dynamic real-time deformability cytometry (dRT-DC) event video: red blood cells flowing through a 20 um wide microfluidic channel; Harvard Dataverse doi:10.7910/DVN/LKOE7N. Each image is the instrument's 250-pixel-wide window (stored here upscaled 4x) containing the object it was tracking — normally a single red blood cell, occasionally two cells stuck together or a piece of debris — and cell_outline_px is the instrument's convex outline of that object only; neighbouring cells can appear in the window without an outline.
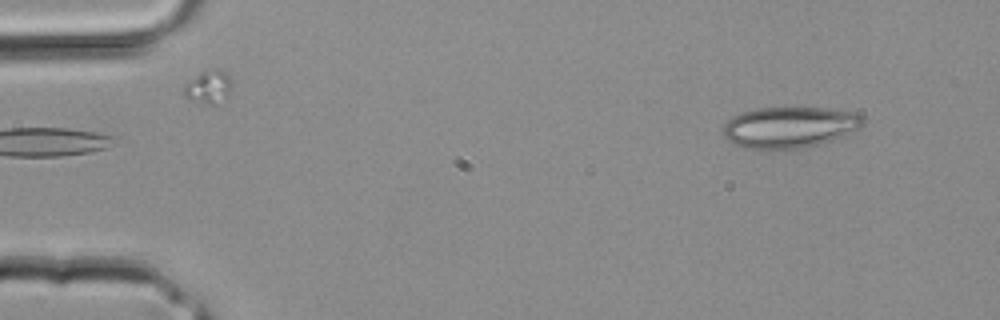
{"species": "common noctule bat (a hibernating species)", "species_latin": "Nyctalus noctula", "temperature_condition": "room temperature", "stored_images_in_passage": 5, "camera_frame_rate_fps": 3000, "um_per_image_px": 0.085, "animal": {"sex": "male", "body_mass_g": 20.4}, "frame": {"image": 1, "passage_image": 2, "time_ms": 0.333, "image_size_px": [1000, 320], "cell_outline_px": [[864, 124], [860, 128], [840, 136], [804, 148], [748, 148], [732, 144], [724, 136], [724, 124], [732, 116], [740, 112], [756, 108], [828, 108], [856, 112], [864, 116]], "centroid_in_image_um": [67.1, 10.79], "position_along_channel_um": 17.9, "area_um2": 33.23}}
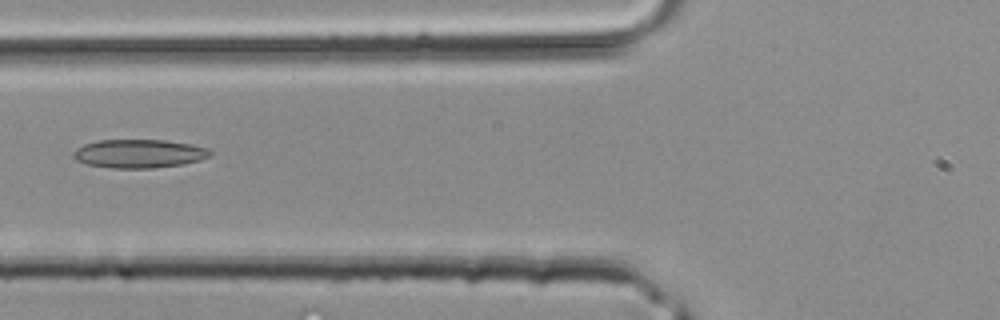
{"frame": {"image": 2, "passage_image": 5, "time_ms": 1.333, "image_size_px": [1000, 320], "cell_outline_px": [[212, 152], [208, 156], [200, 160], [184, 164], [152, 168], [112, 168], [88, 164], [76, 160], [72, 156], [72, 152], [76, 148], [84, 144], [100, 140], [164, 140], [188, 144], [208, 148]], "centroid_in_image_um": [11.79, 13.06], "position_along_channel_um": 114.0, "area_um2": 22.66}}